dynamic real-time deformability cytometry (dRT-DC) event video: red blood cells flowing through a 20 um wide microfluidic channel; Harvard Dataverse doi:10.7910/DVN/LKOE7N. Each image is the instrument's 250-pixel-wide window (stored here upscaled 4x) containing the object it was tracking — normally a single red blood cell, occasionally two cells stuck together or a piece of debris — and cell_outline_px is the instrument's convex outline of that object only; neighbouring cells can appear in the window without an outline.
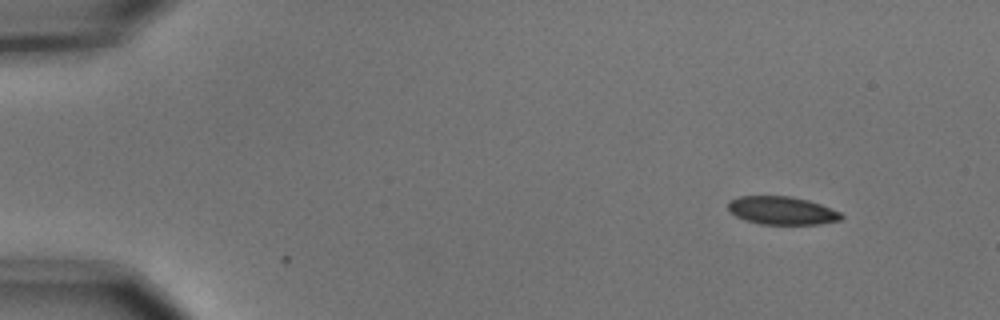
{"species": "common noctule bat (a hibernating species)", "species_latin": "Nyctalus noctula", "temperature_condition": "cold", "stored_images_in_passage": 2, "camera_frame_rate_fps": 3000, "um_per_image_px": 0.085, "animal": {"sex": "male", "body_mass_g": 15.6}, "frame": {"image": 1, "passage_image": 1, "time_ms": 0.0, "image_size_px": [1000, 320], "cell_outline_px": [[844, 216], [840, 220], [820, 224], [760, 224], [744, 220], [736, 216], [728, 208], [728, 200], [740, 196], [792, 196], [808, 200], [820, 204], [840, 212]], "centroid_in_image_um": [66.45, 17.89], "position_along_channel_um": 18.5, "area_um2": 18.55}}